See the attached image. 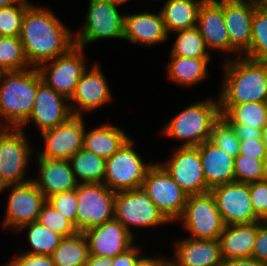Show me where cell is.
<instances>
[{
    "label": "cell",
    "mask_w": 267,
    "mask_h": 266,
    "mask_svg": "<svg viewBox=\"0 0 267 266\" xmlns=\"http://www.w3.org/2000/svg\"><path fill=\"white\" fill-rule=\"evenodd\" d=\"M19 38L32 68L66 54L75 46L70 28L49 8L33 4L26 9Z\"/></svg>",
    "instance_id": "obj_1"
},
{
    "label": "cell",
    "mask_w": 267,
    "mask_h": 266,
    "mask_svg": "<svg viewBox=\"0 0 267 266\" xmlns=\"http://www.w3.org/2000/svg\"><path fill=\"white\" fill-rule=\"evenodd\" d=\"M223 65L220 105L267 102V62L225 56Z\"/></svg>",
    "instance_id": "obj_2"
},
{
    "label": "cell",
    "mask_w": 267,
    "mask_h": 266,
    "mask_svg": "<svg viewBox=\"0 0 267 266\" xmlns=\"http://www.w3.org/2000/svg\"><path fill=\"white\" fill-rule=\"evenodd\" d=\"M41 81L37 68L0 72L1 128H20L28 120Z\"/></svg>",
    "instance_id": "obj_3"
},
{
    "label": "cell",
    "mask_w": 267,
    "mask_h": 266,
    "mask_svg": "<svg viewBox=\"0 0 267 266\" xmlns=\"http://www.w3.org/2000/svg\"><path fill=\"white\" fill-rule=\"evenodd\" d=\"M220 118L219 99L208 98L177 113L166 123L162 134L183 140L180 147H196L210 140L212 128Z\"/></svg>",
    "instance_id": "obj_4"
},
{
    "label": "cell",
    "mask_w": 267,
    "mask_h": 266,
    "mask_svg": "<svg viewBox=\"0 0 267 266\" xmlns=\"http://www.w3.org/2000/svg\"><path fill=\"white\" fill-rule=\"evenodd\" d=\"M118 7L120 4L109 0H90L81 31L74 33L75 45L85 48L99 39H123L125 15Z\"/></svg>",
    "instance_id": "obj_5"
},
{
    "label": "cell",
    "mask_w": 267,
    "mask_h": 266,
    "mask_svg": "<svg viewBox=\"0 0 267 266\" xmlns=\"http://www.w3.org/2000/svg\"><path fill=\"white\" fill-rule=\"evenodd\" d=\"M24 132L20 128H0L1 189L32 180L25 178L32 148Z\"/></svg>",
    "instance_id": "obj_6"
},
{
    "label": "cell",
    "mask_w": 267,
    "mask_h": 266,
    "mask_svg": "<svg viewBox=\"0 0 267 266\" xmlns=\"http://www.w3.org/2000/svg\"><path fill=\"white\" fill-rule=\"evenodd\" d=\"M116 193L104 183L79 184L75 225L77 231L84 232L115 218Z\"/></svg>",
    "instance_id": "obj_7"
},
{
    "label": "cell",
    "mask_w": 267,
    "mask_h": 266,
    "mask_svg": "<svg viewBox=\"0 0 267 266\" xmlns=\"http://www.w3.org/2000/svg\"><path fill=\"white\" fill-rule=\"evenodd\" d=\"M131 138L105 162L104 184L112 191L132 190L143 185L147 171L154 163H146L133 148Z\"/></svg>",
    "instance_id": "obj_8"
},
{
    "label": "cell",
    "mask_w": 267,
    "mask_h": 266,
    "mask_svg": "<svg viewBox=\"0 0 267 266\" xmlns=\"http://www.w3.org/2000/svg\"><path fill=\"white\" fill-rule=\"evenodd\" d=\"M179 221L194 239H219L225 226L210 191L189 195Z\"/></svg>",
    "instance_id": "obj_9"
},
{
    "label": "cell",
    "mask_w": 267,
    "mask_h": 266,
    "mask_svg": "<svg viewBox=\"0 0 267 266\" xmlns=\"http://www.w3.org/2000/svg\"><path fill=\"white\" fill-rule=\"evenodd\" d=\"M115 218L133 236L132 226L150 228L170 224L142 187L116 193Z\"/></svg>",
    "instance_id": "obj_10"
},
{
    "label": "cell",
    "mask_w": 267,
    "mask_h": 266,
    "mask_svg": "<svg viewBox=\"0 0 267 266\" xmlns=\"http://www.w3.org/2000/svg\"><path fill=\"white\" fill-rule=\"evenodd\" d=\"M142 188L170 223L178 221L189 195L159 163H154L147 171Z\"/></svg>",
    "instance_id": "obj_11"
},
{
    "label": "cell",
    "mask_w": 267,
    "mask_h": 266,
    "mask_svg": "<svg viewBox=\"0 0 267 266\" xmlns=\"http://www.w3.org/2000/svg\"><path fill=\"white\" fill-rule=\"evenodd\" d=\"M84 51V48L75 45L66 54L41 64L37 69L42 82L70 99L79 79L87 69Z\"/></svg>",
    "instance_id": "obj_12"
},
{
    "label": "cell",
    "mask_w": 267,
    "mask_h": 266,
    "mask_svg": "<svg viewBox=\"0 0 267 266\" xmlns=\"http://www.w3.org/2000/svg\"><path fill=\"white\" fill-rule=\"evenodd\" d=\"M8 188L10 193L2 227L17 231L21 226L37 221L47 199L32 180L23 184L6 185L0 194Z\"/></svg>",
    "instance_id": "obj_13"
},
{
    "label": "cell",
    "mask_w": 267,
    "mask_h": 266,
    "mask_svg": "<svg viewBox=\"0 0 267 266\" xmlns=\"http://www.w3.org/2000/svg\"><path fill=\"white\" fill-rule=\"evenodd\" d=\"M171 178L188 195L203 194L210 191L206 184L201 164L199 148L180 147L174 149L166 164L159 163Z\"/></svg>",
    "instance_id": "obj_14"
},
{
    "label": "cell",
    "mask_w": 267,
    "mask_h": 266,
    "mask_svg": "<svg viewBox=\"0 0 267 266\" xmlns=\"http://www.w3.org/2000/svg\"><path fill=\"white\" fill-rule=\"evenodd\" d=\"M224 225L261 221L254 213L249 184L231 182L210 189Z\"/></svg>",
    "instance_id": "obj_15"
},
{
    "label": "cell",
    "mask_w": 267,
    "mask_h": 266,
    "mask_svg": "<svg viewBox=\"0 0 267 266\" xmlns=\"http://www.w3.org/2000/svg\"><path fill=\"white\" fill-rule=\"evenodd\" d=\"M85 124L82 116H71L54 128L41 132L45 148L38 151L37 158L69 160L83 148Z\"/></svg>",
    "instance_id": "obj_16"
},
{
    "label": "cell",
    "mask_w": 267,
    "mask_h": 266,
    "mask_svg": "<svg viewBox=\"0 0 267 266\" xmlns=\"http://www.w3.org/2000/svg\"><path fill=\"white\" fill-rule=\"evenodd\" d=\"M98 65L84 71L69 99L73 115L83 116V112L94 111L113 99L108 81Z\"/></svg>",
    "instance_id": "obj_17"
},
{
    "label": "cell",
    "mask_w": 267,
    "mask_h": 266,
    "mask_svg": "<svg viewBox=\"0 0 267 266\" xmlns=\"http://www.w3.org/2000/svg\"><path fill=\"white\" fill-rule=\"evenodd\" d=\"M73 116L69 99L64 95L55 92L44 82L38 84V90L35 102L28 120L20 127L35 122L38 130L41 132L61 125Z\"/></svg>",
    "instance_id": "obj_18"
},
{
    "label": "cell",
    "mask_w": 267,
    "mask_h": 266,
    "mask_svg": "<svg viewBox=\"0 0 267 266\" xmlns=\"http://www.w3.org/2000/svg\"><path fill=\"white\" fill-rule=\"evenodd\" d=\"M260 3L223 0V17L230 40V53L239 56L250 46L252 17Z\"/></svg>",
    "instance_id": "obj_19"
},
{
    "label": "cell",
    "mask_w": 267,
    "mask_h": 266,
    "mask_svg": "<svg viewBox=\"0 0 267 266\" xmlns=\"http://www.w3.org/2000/svg\"><path fill=\"white\" fill-rule=\"evenodd\" d=\"M90 255L115 257L130 249L135 242L133 236L116 218L83 232Z\"/></svg>",
    "instance_id": "obj_20"
},
{
    "label": "cell",
    "mask_w": 267,
    "mask_h": 266,
    "mask_svg": "<svg viewBox=\"0 0 267 266\" xmlns=\"http://www.w3.org/2000/svg\"><path fill=\"white\" fill-rule=\"evenodd\" d=\"M175 266H224L219 239L182 238L174 241Z\"/></svg>",
    "instance_id": "obj_21"
},
{
    "label": "cell",
    "mask_w": 267,
    "mask_h": 266,
    "mask_svg": "<svg viewBox=\"0 0 267 266\" xmlns=\"http://www.w3.org/2000/svg\"><path fill=\"white\" fill-rule=\"evenodd\" d=\"M197 29L207 49L230 52V40L223 17V0H204L197 15Z\"/></svg>",
    "instance_id": "obj_22"
},
{
    "label": "cell",
    "mask_w": 267,
    "mask_h": 266,
    "mask_svg": "<svg viewBox=\"0 0 267 266\" xmlns=\"http://www.w3.org/2000/svg\"><path fill=\"white\" fill-rule=\"evenodd\" d=\"M168 37L169 34L160 12L155 14L145 10L142 13H126L123 40L151 47L156 43L165 42Z\"/></svg>",
    "instance_id": "obj_23"
},
{
    "label": "cell",
    "mask_w": 267,
    "mask_h": 266,
    "mask_svg": "<svg viewBox=\"0 0 267 266\" xmlns=\"http://www.w3.org/2000/svg\"><path fill=\"white\" fill-rule=\"evenodd\" d=\"M39 175L32 179L46 199L50 196L77 189L79 183L73 174L69 160L37 158Z\"/></svg>",
    "instance_id": "obj_24"
},
{
    "label": "cell",
    "mask_w": 267,
    "mask_h": 266,
    "mask_svg": "<svg viewBox=\"0 0 267 266\" xmlns=\"http://www.w3.org/2000/svg\"><path fill=\"white\" fill-rule=\"evenodd\" d=\"M207 186H215L235 181L234 157L214 145L210 140L197 146Z\"/></svg>",
    "instance_id": "obj_25"
},
{
    "label": "cell",
    "mask_w": 267,
    "mask_h": 266,
    "mask_svg": "<svg viewBox=\"0 0 267 266\" xmlns=\"http://www.w3.org/2000/svg\"><path fill=\"white\" fill-rule=\"evenodd\" d=\"M257 231L258 221L224 226L219 238L224 262L234 258L251 257Z\"/></svg>",
    "instance_id": "obj_26"
},
{
    "label": "cell",
    "mask_w": 267,
    "mask_h": 266,
    "mask_svg": "<svg viewBox=\"0 0 267 266\" xmlns=\"http://www.w3.org/2000/svg\"><path fill=\"white\" fill-rule=\"evenodd\" d=\"M86 131L83 137V148L105 160L109 159L130 139L122 129L110 124Z\"/></svg>",
    "instance_id": "obj_27"
},
{
    "label": "cell",
    "mask_w": 267,
    "mask_h": 266,
    "mask_svg": "<svg viewBox=\"0 0 267 266\" xmlns=\"http://www.w3.org/2000/svg\"><path fill=\"white\" fill-rule=\"evenodd\" d=\"M203 1L166 0L160 13L168 34L196 27L198 11Z\"/></svg>",
    "instance_id": "obj_28"
},
{
    "label": "cell",
    "mask_w": 267,
    "mask_h": 266,
    "mask_svg": "<svg viewBox=\"0 0 267 266\" xmlns=\"http://www.w3.org/2000/svg\"><path fill=\"white\" fill-rule=\"evenodd\" d=\"M170 57V62L166 65L167 74L176 84L191 87L208 77L207 64L211 58Z\"/></svg>",
    "instance_id": "obj_29"
},
{
    "label": "cell",
    "mask_w": 267,
    "mask_h": 266,
    "mask_svg": "<svg viewBox=\"0 0 267 266\" xmlns=\"http://www.w3.org/2000/svg\"><path fill=\"white\" fill-rule=\"evenodd\" d=\"M220 112L229 124H243L259 130L267 126V102L220 105Z\"/></svg>",
    "instance_id": "obj_30"
},
{
    "label": "cell",
    "mask_w": 267,
    "mask_h": 266,
    "mask_svg": "<svg viewBox=\"0 0 267 266\" xmlns=\"http://www.w3.org/2000/svg\"><path fill=\"white\" fill-rule=\"evenodd\" d=\"M88 241L83 232L64 237L51 254L56 266H85L89 258Z\"/></svg>",
    "instance_id": "obj_31"
},
{
    "label": "cell",
    "mask_w": 267,
    "mask_h": 266,
    "mask_svg": "<svg viewBox=\"0 0 267 266\" xmlns=\"http://www.w3.org/2000/svg\"><path fill=\"white\" fill-rule=\"evenodd\" d=\"M73 174L79 184L104 183L106 160L81 148L69 159Z\"/></svg>",
    "instance_id": "obj_32"
},
{
    "label": "cell",
    "mask_w": 267,
    "mask_h": 266,
    "mask_svg": "<svg viewBox=\"0 0 267 266\" xmlns=\"http://www.w3.org/2000/svg\"><path fill=\"white\" fill-rule=\"evenodd\" d=\"M252 37L249 49L241 56L267 62V7L260 3L252 17Z\"/></svg>",
    "instance_id": "obj_33"
},
{
    "label": "cell",
    "mask_w": 267,
    "mask_h": 266,
    "mask_svg": "<svg viewBox=\"0 0 267 266\" xmlns=\"http://www.w3.org/2000/svg\"><path fill=\"white\" fill-rule=\"evenodd\" d=\"M26 229L28 230L27 239L32 249L30 248L25 253L51 256L64 238L62 235L45 228L37 221L23 225L17 231Z\"/></svg>",
    "instance_id": "obj_34"
},
{
    "label": "cell",
    "mask_w": 267,
    "mask_h": 266,
    "mask_svg": "<svg viewBox=\"0 0 267 266\" xmlns=\"http://www.w3.org/2000/svg\"><path fill=\"white\" fill-rule=\"evenodd\" d=\"M175 33H177V37L171 48V56L210 58V52H208L205 41L197 27L177 31Z\"/></svg>",
    "instance_id": "obj_35"
},
{
    "label": "cell",
    "mask_w": 267,
    "mask_h": 266,
    "mask_svg": "<svg viewBox=\"0 0 267 266\" xmlns=\"http://www.w3.org/2000/svg\"><path fill=\"white\" fill-rule=\"evenodd\" d=\"M31 68L19 36L0 37V72L22 71Z\"/></svg>",
    "instance_id": "obj_36"
},
{
    "label": "cell",
    "mask_w": 267,
    "mask_h": 266,
    "mask_svg": "<svg viewBox=\"0 0 267 266\" xmlns=\"http://www.w3.org/2000/svg\"><path fill=\"white\" fill-rule=\"evenodd\" d=\"M235 181L252 183L267 179L265 160L238 155L234 158Z\"/></svg>",
    "instance_id": "obj_37"
},
{
    "label": "cell",
    "mask_w": 267,
    "mask_h": 266,
    "mask_svg": "<svg viewBox=\"0 0 267 266\" xmlns=\"http://www.w3.org/2000/svg\"><path fill=\"white\" fill-rule=\"evenodd\" d=\"M37 222L63 237H70L78 233L75 225L48 202L43 205Z\"/></svg>",
    "instance_id": "obj_38"
},
{
    "label": "cell",
    "mask_w": 267,
    "mask_h": 266,
    "mask_svg": "<svg viewBox=\"0 0 267 266\" xmlns=\"http://www.w3.org/2000/svg\"><path fill=\"white\" fill-rule=\"evenodd\" d=\"M210 141L234 158L239 155L240 139L233 127L222 117L212 128Z\"/></svg>",
    "instance_id": "obj_39"
},
{
    "label": "cell",
    "mask_w": 267,
    "mask_h": 266,
    "mask_svg": "<svg viewBox=\"0 0 267 266\" xmlns=\"http://www.w3.org/2000/svg\"><path fill=\"white\" fill-rule=\"evenodd\" d=\"M30 5L0 7V35L15 37L20 35L26 9Z\"/></svg>",
    "instance_id": "obj_40"
},
{
    "label": "cell",
    "mask_w": 267,
    "mask_h": 266,
    "mask_svg": "<svg viewBox=\"0 0 267 266\" xmlns=\"http://www.w3.org/2000/svg\"><path fill=\"white\" fill-rule=\"evenodd\" d=\"M56 210L74 225L77 222V189L57 193L47 199Z\"/></svg>",
    "instance_id": "obj_41"
},
{
    "label": "cell",
    "mask_w": 267,
    "mask_h": 266,
    "mask_svg": "<svg viewBox=\"0 0 267 266\" xmlns=\"http://www.w3.org/2000/svg\"><path fill=\"white\" fill-rule=\"evenodd\" d=\"M249 193L255 215L267 220V179L249 183Z\"/></svg>",
    "instance_id": "obj_42"
},
{
    "label": "cell",
    "mask_w": 267,
    "mask_h": 266,
    "mask_svg": "<svg viewBox=\"0 0 267 266\" xmlns=\"http://www.w3.org/2000/svg\"><path fill=\"white\" fill-rule=\"evenodd\" d=\"M4 266H56L49 255H36L25 253L15 255L14 259L10 260Z\"/></svg>",
    "instance_id": "obj_43"
},
{
    "label": "cell",
    "mask_w": 267,
    "mask_h": 266,
    "mask_svg": "<svg viewBox=\"0 0 267 266\" xmlns=\"http://www.w3.org/2000/svg\"><path fill=\"white\" fill-rule=\"evenodd\" d=\"M254 259L260 261L261 263L267 262V222L258 221V231L252 251V256Z\"/></svg>",
    "instance_id": "obj_44"
},
{
    "label": "cell",
    "mask_w": 267,
    "mask_h": 266,
    "mask_svg": "<svg viewBox=\"0 0 267 266\" xmlns=\"http://www.w3.org/2000/svg\"><path fill=\"white\" fill-rule=\"evenodd\" d=\"M239 154L254 159L265 160V145L262 139L240 141Z\"/></svg>",
    "instance_id": "obj_45"
},
{
    "label": "cell",
    "mask_w": 267,
    "mask_h": 266,
    "mask_svg": "<svg viewBox=\"0 0 267 266\" xmlns=\"http://www.w3.org/2000/svg\"><path fill=\"white\" fill-rule=\"evenodd\" d=\"M140 257V248L135 244L125 251L124 253L118 254L113 258L112 266H135L136 261Z\"/></svg>",
    "instance_id": "obj_46"
},
{
    "label": "cell",
    "mask_w": 267,
    "mask_h": 266,
    "mask_svg": "<svg viewBox=\"0 0 267 266\" xmlns=\"http://www.w3.org/2000/svg\"><path fill=\"white\" fill-rule=\"evenodd\" d=\"M240 141L262 139V130L250 128L243 124H230Z\"/></svg>",
    "instance_id": "obj_47"
},
{
    "label": "cell",
    "mask_w": 267,
    "mask_h": 266,
    "mask_svg": "<svg viewBox=\"0 0 267 266\" xmlns=\"http://www.w3.org/2000/svg\"><path fill=\"white\" fill-rule=\"evenodd\" d=\"M170 259L161 257H139L135 266H164Z\"/></svg>",
    "instance_id": "obj_48"
},
{
    "label": "cell",
    "mask_w": 267,
    "mask_h": 266,
    "mask_svg": "<svg viewBox=\"0 0 267 266\" xmlns=\"http://www.w3.org/2000/svg\"><path fill=\"white\" fill-rule=\"evenodd\" d=\"M224 266H263V263L253 257L234 258L226 261Z\"/></svg>",
    "instance_id": "obj_49"
},
{
    "label": "cell",
    "mask_w": 267,
    "mask_h": 266,
    "mask_svg": "<svg viewBox=\"0 0 267 266\" xmlns=\"http://www.w3.org/2000/svg\"><path fill=\"white\" fill-rule=\"evenodd\" d=\"M113 257L89 255L85 266H112Z\"/></svg>",
    "instance_id": "obj_50"
},
{
    "label": "cell",
    "mask_w": 267,
    "mask_h": 266,
    "mask_svg": "<svg viewBox=\"0 0 267 266\" xmlns=\"http://www.w3.org/2000/svg\"><path fill=\"white\" fill-rule=\"evenodd\" d=\"M13 5H31L28 0H0V7H8Z\"/></svg>",
    "instance_id": "obj_51"
},
{
    "label": "cell",
    "mask_w": 267,
    "mask_h": 266,
    "mask_svg": "<svg viewBox=\"0 0 267 266\" xmlns=\"http://www.w3.org/2000/svg\"><path fill=\"white\" fill-rule=\"evenodd\" d=\"M262 141L265 145V151H266L265 163L267 166V126L262 130Z\"/></svg>",
    "instance_id": "obj_52"
},
{
    "label": "cell",
    "mask_w": 267,
    "mask_h": 266,
    "mask_svg": "<svg viewBox=\"0 0 267 266\" xmlns=\"http://www.w3.org/2000/svg\"><path fill=\"white\" fill-rule=\"evenodd\" d=\"M109 1H112V2H115V3H118V4L122 5V4H124V3H126V2H128L130 0H109Z\"/></svg>",
    "instance_id": "obj_53"
},
{
    "label": "cell",
    "mask_w": 267,
    "mask_h": 266,
    "mask_svg": "<svg viewBox=\"0 0 267 266\" xmlns=\"http://www.w3.org/2000/svg\"><path fill=\"white\" fill-rule=\"evenodd\" d=\"M164 266H175L170 260Z\"/></svg>",
    "instance_id": "obj_54"
},
{
    "label": "cell",
    "mask_w": 267,
    "mask_h": 266,
    "mask_svg": "<svg viewBox=\"0 0 267 266\" xmlns=\"http://www.w3.org/2000/svg\"><path fill=\"white\" fill-rule=\"evenodd\" d=\"M229 1H250V2H254V0H229Z\"/></svg>",
    "instance_id": "obj_55"
},
{
    "label": "cell",
    "mask_w": 267,
    "mask_h": 266,
    "mask_svg": "<svg viewBox=\"0 0 267 266\" xmlns=\"http://www.w3.org/2000/svg\"><path fill=\"white\" fill-rule=\"evenodd\" d=\"M262 3L267 7V0H263Z\"/></svg>",
    "instance_id": "obj_56"
},
{
    "label": "cell",
    "mask_w": 267,
    "mask_h": 266,
    "mask_svg": "<svg viewBox=\"0 0 267 266\" xmlns=\"http://www.w3.org/2000/svg\"><path fill=\"white\" fill-rule=\"evenodd\" d=\"M263 0H254L256 3H262Z\"/></svg>",
    "instance_id": "obj_57"
}]
</instances>
